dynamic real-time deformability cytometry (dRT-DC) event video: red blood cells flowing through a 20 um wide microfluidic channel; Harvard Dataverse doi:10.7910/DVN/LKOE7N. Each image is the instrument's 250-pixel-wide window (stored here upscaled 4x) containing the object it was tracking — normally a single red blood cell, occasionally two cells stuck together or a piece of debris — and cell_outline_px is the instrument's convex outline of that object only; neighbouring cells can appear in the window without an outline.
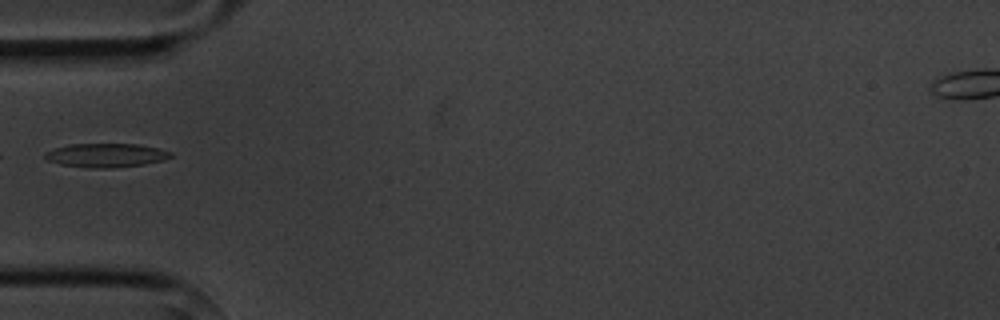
{"species": "common noctule bat (a hibernating species)", "species_latin": "Nyctalus noctula", "temperature_condition": "cold", "stored_images_in_passage": 3, "camera_frame_rate_fps": 3000, "um_per_image_px": 0.085, "animal": {"sex": "male", "body_mass_g": 20.1, "forearm_length_mm": 53.5}, "frame": {"image": 1, "passage_image": 3, "time_ms": 2.333, "image_size_px": [1000, 320], "cell_outline_px": [[172, 156], [164, 160], [144, 164], [112, 168], [88, 168], [60, 164], [48, 160], [44, 156], [44, 152], [68, 144], [140, 144], [160, 148], [172, 152]], "centroid_in_image_um": [9.03, 13.2], "position_along_channel_um": 76.0, "area_um2": 17.57}}